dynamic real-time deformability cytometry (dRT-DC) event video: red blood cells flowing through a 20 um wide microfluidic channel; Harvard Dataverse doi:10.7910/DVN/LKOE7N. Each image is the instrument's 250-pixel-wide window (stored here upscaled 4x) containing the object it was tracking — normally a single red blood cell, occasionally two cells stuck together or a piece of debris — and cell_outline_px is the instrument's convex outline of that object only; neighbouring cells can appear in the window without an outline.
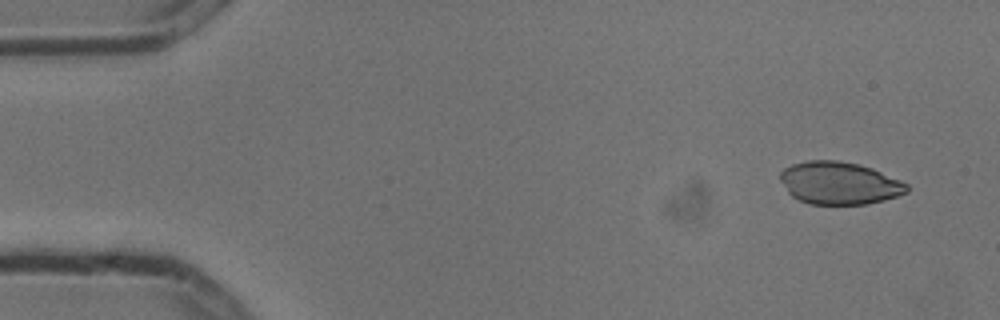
{"species": "common noctule bat (a hibernating species)", "species_latin": "Nyctalus noctula", "temperature_condition": "cold", "stored_images_in_passage": 4, "camera_frame_rate_fps": 3000, "um_per_image_px": 0.085, "animal": {"sex": "male", "body_mass_g": 13.3}, "frame": {"image": 1, "passage_image": 1, "time_ms": 0.0, "image_size_px": [1000, 320], "cell_outline_px": [[908, 192], [884, 200], [868, 204], [808, 204], [792, 196], [788, 192], [780, 180], [780, 172], [784, 168], [792, 164], [808, 160], [840, 160], [872, 168], [900, 180], [908, 184]], "centroid_in_image_um": [71.33, 15.56], "position_along_channel_um": 13.7, "area_um2": 31.39}}